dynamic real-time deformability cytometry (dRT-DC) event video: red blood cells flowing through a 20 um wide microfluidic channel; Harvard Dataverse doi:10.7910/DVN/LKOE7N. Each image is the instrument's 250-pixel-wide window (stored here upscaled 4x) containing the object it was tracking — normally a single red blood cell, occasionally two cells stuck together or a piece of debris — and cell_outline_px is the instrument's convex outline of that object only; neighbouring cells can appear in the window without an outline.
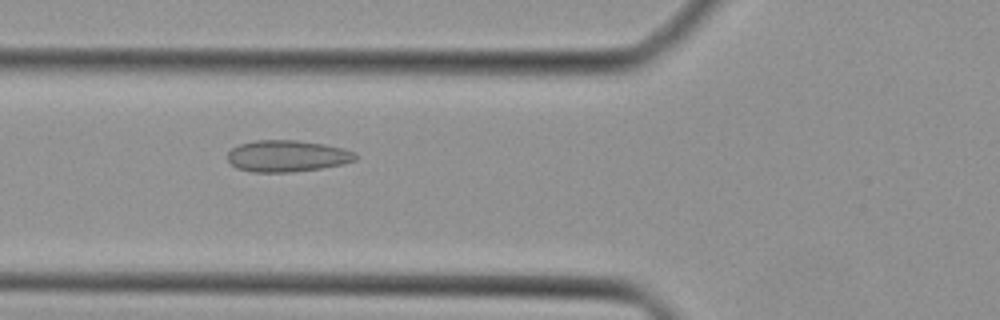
{"species": "Egyptian fruit bat (a non-hibernating species)", "species_latin": "Rousettus aegyptiacus", "temperature_condition": "cold", "stored_images_in_passage": 32, "camera_frame_rate_fps": 3000, "um_per_image_px": 0.085, "animal": {"sex": "female"}, "frame": {"image": 1, "passage_image": 4, "time_ms": 1.0, "image_size_px": [1000, 320], "cell_outline_px": [[356, 160], [340, 164], [320, 168], [292, 172], [252, 172], [236, 168], [228, 160], [228, 152], [232, 148], [240, 144], [256, 140], [296, 140], [324, 144], [344, 148], [356, 152]], "centroid_in_image_um": [24.4, 13.26], "position_along_channel_um": 101.4, "area_um2": 23.47}}
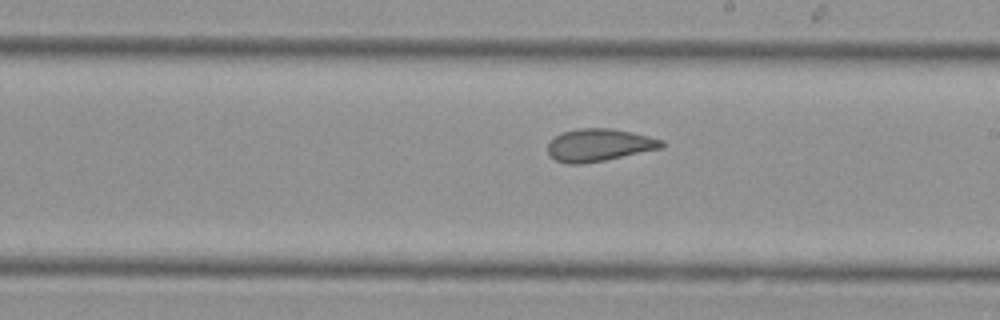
{"frame": {"image": 2, "passage_image": 13, "time_ms": 4.0, "image_size_px": [1000, 320], "cell_outline_px": [[664, 148], [604, 160], [580, 164], [568, 164], [556, 160], [548, 152], [548, 144], [556, 136], [564, 132], [576, 128], [612, 128], [632, 132], [664, 140]], "centroid_in_image_um": [50.96, 12.32], "position_along_channel_um": 238.0, "area_um2": 21.5}}
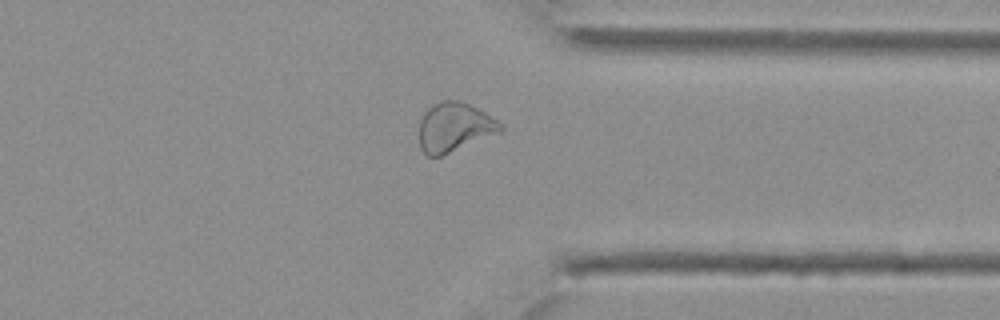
{"frame": {"image": 3, "passage_image": 22, "time_ms": 7.0, "image_size_px": [1000, 320], "cell_outline_px": [[504, 132], [440, 156], [428, 156], [420, 148], [420, 120], [424, 112], [432, 104], [440, 100], [460, 100], [484, 112], [496, 120], [504, 128]], "centroid_in_image_um": [38.63, 10.81], "position_along_channel_um": 372.8, "area_um2": 23.35}}